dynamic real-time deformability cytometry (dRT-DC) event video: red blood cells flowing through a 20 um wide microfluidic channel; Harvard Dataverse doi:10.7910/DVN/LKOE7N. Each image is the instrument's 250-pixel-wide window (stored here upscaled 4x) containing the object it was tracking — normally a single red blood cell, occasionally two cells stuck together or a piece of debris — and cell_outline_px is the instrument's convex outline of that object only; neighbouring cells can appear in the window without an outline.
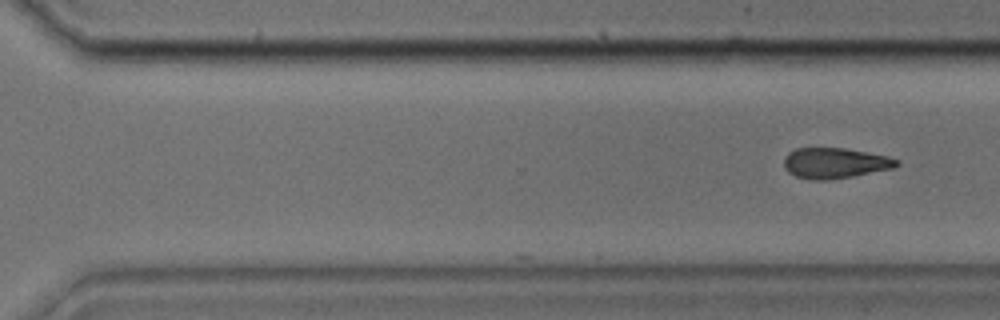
{"species": "common noctule bat (a hibernating species)", "species_latin": "Nyctalus noctula", "temperature_condition": "cold", "stored_images_in_passage": 16, "camera_frame_rate_fps": 3000, "um_per_image_px": 0.085, "animal": {"sex": "male", "body_mass_g": 17.9, "forearm_length_mm": 54.2}, "frame": {"image": 1, "passage_image": 16, "time_ms": 5.0, "image_size_px": [1000, 320], "cell_outline_px": [[900, 164], [896, 168], [852, 176], [828, 180], [808, 180], [796, 176], [788, 172], [784, 168], [784, 156], [788, 152], [796, 148], [844, 148], [888, 156], [900, 160]], "centroid_in_image_um": [70.97, 13.86], "position_along_channel_um": 299.6, "area_um2": 20.29}}